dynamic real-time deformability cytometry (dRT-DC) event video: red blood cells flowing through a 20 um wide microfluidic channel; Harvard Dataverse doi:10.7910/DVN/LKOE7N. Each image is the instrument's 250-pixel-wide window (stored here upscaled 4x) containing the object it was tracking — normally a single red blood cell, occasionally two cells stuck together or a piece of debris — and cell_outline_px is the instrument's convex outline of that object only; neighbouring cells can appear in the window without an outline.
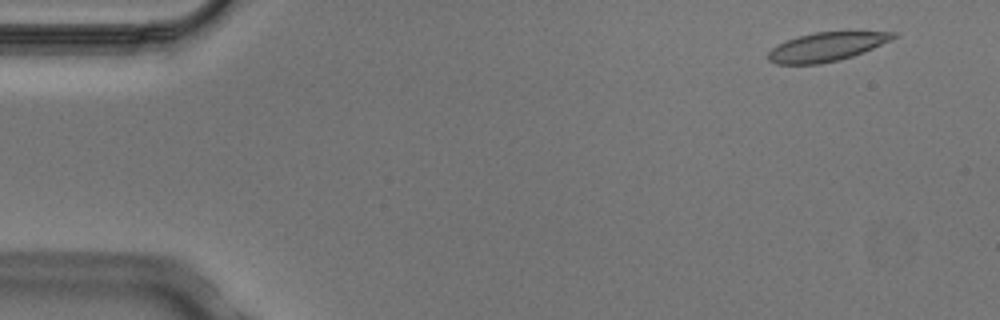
{"species": "Egyptian fruit bat (a non-hibernating species)", "species_latin": "Rousettus aegyptiacus", "temperature_condition": "cold", "stored_images_in_passage": 4, "camera_frame_rate_fps": 3000, "um_per_image_px": 0.085, "animal": {"sex": "male"}, "frame": {"image": 1, "passage_image": 2, "time_ms": 0.333, "image_size_px": [1000, 320], "cell_outline_px": [[896, 36], [892, 40], [852, 56], [840, 60], [820, 64], [776, 64], [768, 60], [768, 52], [772, 48], [796, 36], [812, 32], [896, 32]], "centroid_in_image_um": [70.23, 3.98], "position_along_channel_um": 14.8, "area_um2": 20.81}}
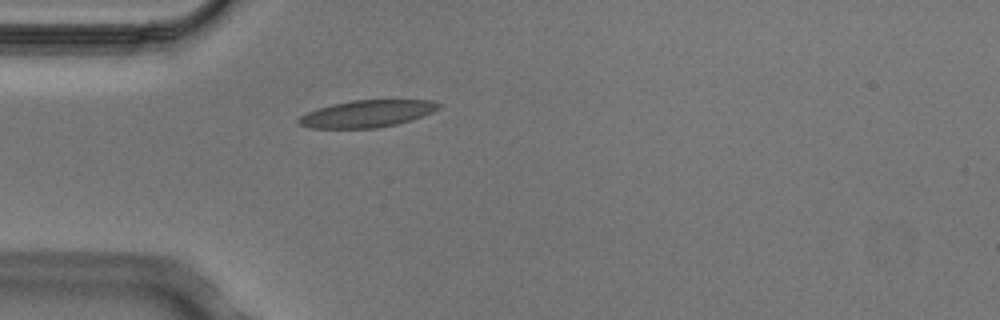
{"frame": {"image": 2, "passage_image": 4, "time_ms": 1.0, "image_size_px": [1000, 320], "cell_outline_px": [[444, 104], [440, 108], [432, 112], [412, 120], [396, 124], [376, 128], [308, 128], [300, 124], [296, 120], [300, 116], [316, 108], [332, 104], [352, 100], [432, 100]], "centroid_in_image_um": [31.21, 9.66], "position_along_channel_um": 53.8, "area_um2": 22.2}}